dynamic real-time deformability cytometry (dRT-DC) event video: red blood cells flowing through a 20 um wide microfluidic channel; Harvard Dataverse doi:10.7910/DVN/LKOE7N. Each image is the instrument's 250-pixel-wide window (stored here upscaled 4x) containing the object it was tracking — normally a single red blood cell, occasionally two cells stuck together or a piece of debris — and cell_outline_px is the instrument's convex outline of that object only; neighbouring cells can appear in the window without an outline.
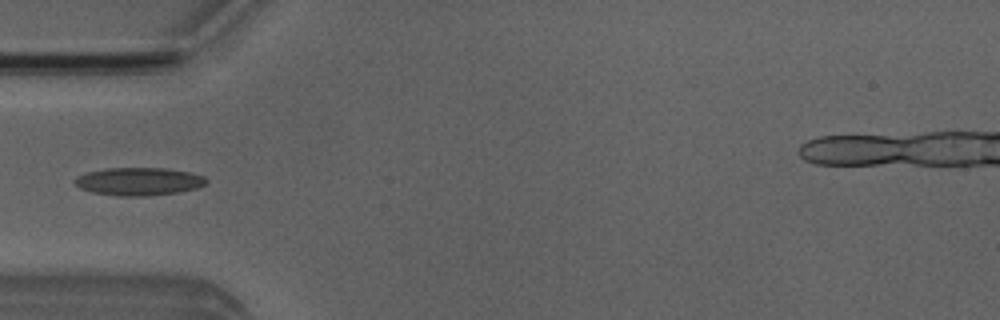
{"species": "Egyptian fruit bat (a non-hibernating species)", "species_latin": "Rousettus aegyptiacus", "temperature_condition": "room temperature", "stored_images_in_passage": 6, "camera_frame_rate_fps": 3000, "um_per_image_px": 0.085, "animal": {"sex": "male"}, "frame": {"image": 1, "passage_image": 5, "time_ms": 4.667, "image_size_px": [1000, 320], "cell_outline_px": [[208, 180], [204, 184], [196, 188], [180, 192], [148, 196], [120, 196], [92, 192], [80, 188], [72, 180], [76, 176], [88, 172], [108, 168], [168, 168], [188, 172], [204, 176]], "centroid_in_image_um": [11.79, 15.42], "position_along_channel_um": 73.2, "area_um2": 21.39}}